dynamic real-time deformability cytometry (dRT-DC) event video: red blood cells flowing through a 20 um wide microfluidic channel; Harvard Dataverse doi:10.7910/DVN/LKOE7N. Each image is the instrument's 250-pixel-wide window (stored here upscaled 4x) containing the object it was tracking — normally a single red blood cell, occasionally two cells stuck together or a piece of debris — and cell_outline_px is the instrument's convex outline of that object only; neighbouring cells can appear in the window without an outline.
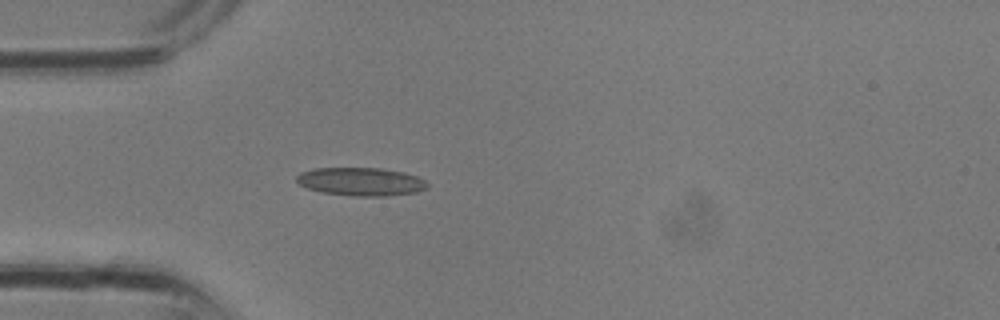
{"species": "common noctule bat (a hibernating species)", "species_latin": "Nyctalus noctula", "temperature_condition": "room temperature", "stored_images_in_passage": 18, "camera_frame_rate_fps": 3000, "um_per_image_px": 0.085, "animal": {"sex": "male", "body_mass_g": 13.3}, "frame": {"image": 1, "passage_image": 1, "time_ms": 0.0, "image_size_px": [1000, 320], "cell_outline_px": [[428, 188], [416, 192], [384, 196], [352, 196], [324, 192], [308, 188], [300, 184], [296, 180], [296, 176], [300, 172], [316, 168], [380, 168], [404, 172], [416, 176], [424, 180], [428, 184]], "centroid_in_image_um": [30.69, 15.43], "position_along_channel_um": 54.3, "area_um2": 21.39}}
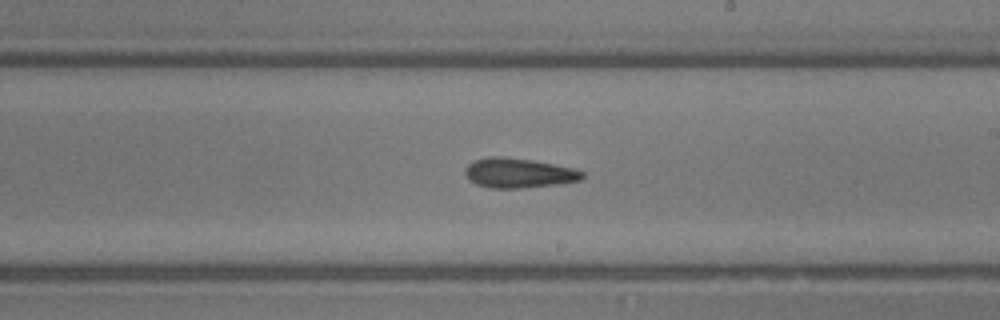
{"frame": {"image": 2, "passage_image": 10, "time_ms": 3.0, "image_size_px": [1000, 320], "cell_outline_px": [[584, 176], [580, 180], [556, 184], [520, 188], [488, 188], [476, 184], [468, 180], [464, 172], [464, 168], [468, 164], [476, 160], [488, 156], [500, 156], [532, 160], [572, 168], [584, 172]], "centroid_in_image_um": [44.02, 14.7], "position_along_channel_um": 245.0, "area_um2": 20.23}}
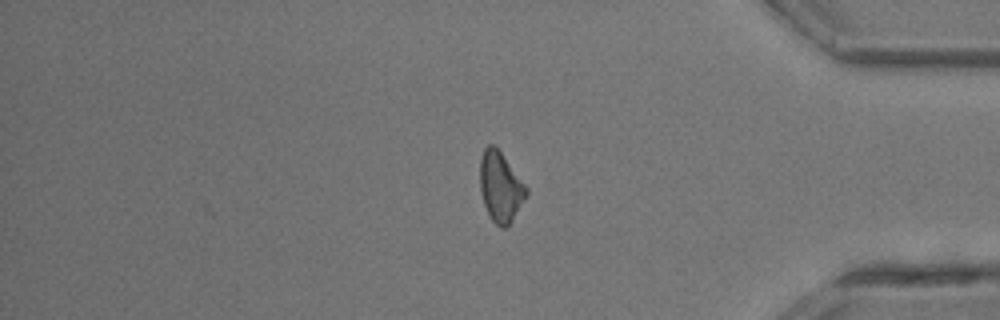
{"frame": {"image": 3, "passage_image": 18, "time_ms": 5.667, "image_size_px": [1000, 320], "cell_outline_px": [[528, 192], [508, 228], [500, 228], [492, 220], [484, 204], [480, 188], [480, 160], [484, 148], [488, 144], [496, 144], [528, 188]], "centroid_in_image_um": [42.54, 15.86], "position_along_channel_um": 392.7, "area_um2": 19.02}}